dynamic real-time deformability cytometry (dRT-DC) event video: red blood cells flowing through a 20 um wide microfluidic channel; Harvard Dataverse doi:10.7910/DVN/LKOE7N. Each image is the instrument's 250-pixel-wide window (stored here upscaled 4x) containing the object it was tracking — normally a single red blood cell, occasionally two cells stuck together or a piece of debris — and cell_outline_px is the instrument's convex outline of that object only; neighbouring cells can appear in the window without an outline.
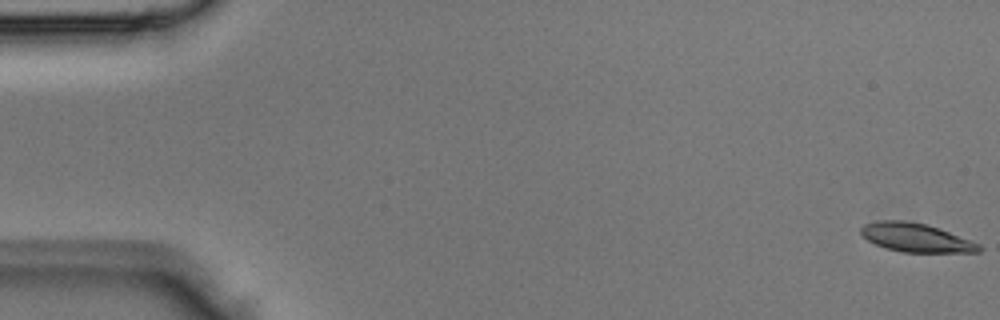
{"species": "Egyptian fruit bat (a non-hibernating species)", "species_latin": "Rousettus aegyptiacus", "temperature_condition": "room temperature", "stored_images_in_passage": 3, "segment_of_instrument_passage": [2, 2], "camera_frame_rate_fps": 3000, "um_per_image_px": 0.085, "animal": {"sex": "male"}, "frame": {"image": 1, "passage_image": 3, "time_ms": 0.667, "image_size_px": [1000, 320], "cell_outline_px": [[984, 248], [980, 252], [904, 252], [888, 248], [876, 244], [860, 236], [860, 228], [864, 224], [876, 220], [904, 220], [928, 224], [980, 244]], "centroid_in_image_um": [77.83, 20.18], "position_along_channel_um": 7.2, "area_um2": 19.77}}